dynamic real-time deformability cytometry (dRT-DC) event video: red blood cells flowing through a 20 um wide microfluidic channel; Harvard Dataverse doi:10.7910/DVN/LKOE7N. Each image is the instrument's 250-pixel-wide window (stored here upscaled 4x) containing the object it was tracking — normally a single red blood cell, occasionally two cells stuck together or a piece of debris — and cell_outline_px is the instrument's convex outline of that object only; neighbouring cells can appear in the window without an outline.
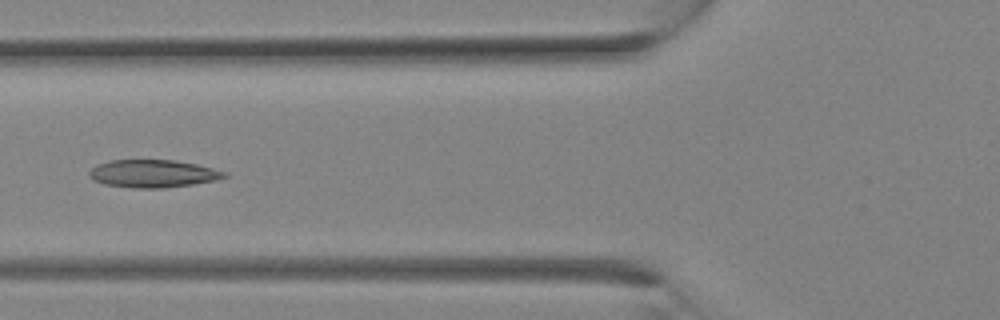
{"species": "Egyptian fruit bat (a non-hibernating species)", "species_latin": "Rousettus aegyptiacus", "temperature_condition": "room temperature", "stored_images_in_passage": 20, "camera_frame_rate_fps": 3000, "um_per_image_px": 0.085, "animal": {"sex": "female"}, "frame": {"image": 1, "passage_image": 3, "time_ms": 0.667, "image_size_px": [1000, 320], "cell_outline_px": [[228, 176], [216, 180], [192, 184], [164, 188], [132, 188], [104, 184], [92, 180], [88, 176], [88, 172], [96, 164], [108, 160], [176, 160], [196, 164], [228, 172]], "centroid_in_image_um": [12.97, 14.75], "position_along_channel_um": 112.8, "area_um2": 22.02}}
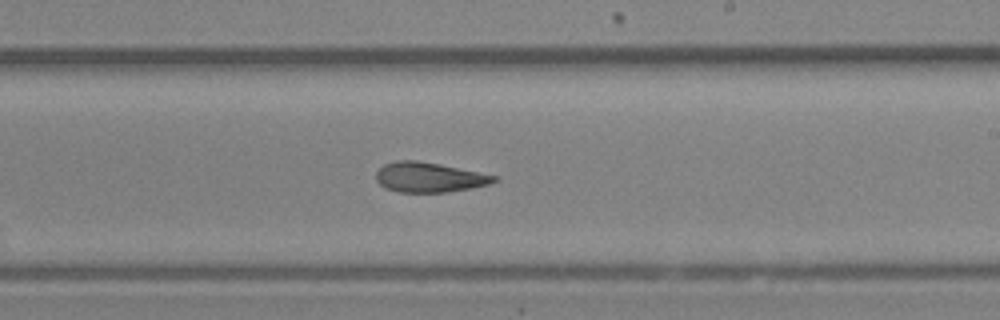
{"frame": {"image": 2, "passage_image": 9, "time_ms": 2.667, "image_size_px": [1000, 320], "cell_outline_px": [[500, 180], [488, 184], [472, 188], [448, 192], [400, 192], [388, 188], [380, 184], [376, 180], [376, 172], [384, 164], [396, 160], [416, 160], [440, 164], [500, 176]], "centroid_in_image_um": [36.53, 15.06], "position_along_channel_um": 252.5, "area_um2": 20.63}}
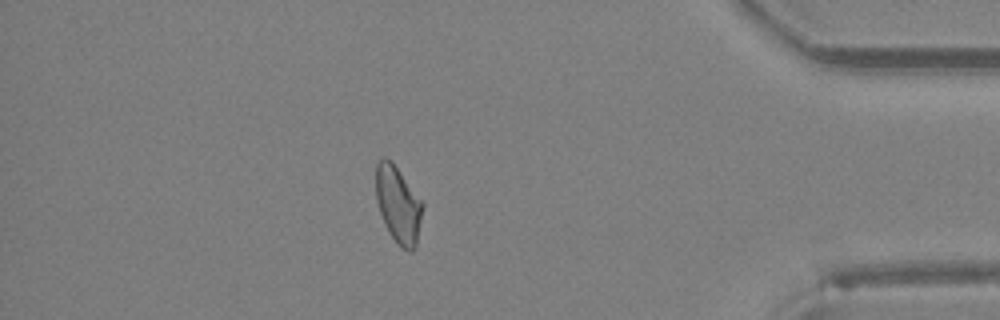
{"frame": {"image": 3, "passage_image": 17, "time_ms": 5.333, "image_size_px": [1000, 320], "cell_outline_px": [[424, 208], [416, 248], [412, 252], [408, 252], [400, 248], [396, 244], [380, 212], [376, 200], [376, 164], [384, 156], [392, 160], [424, 204]], "centroid_in_image_um": [33.87, 17.41], "position_along_channel_um": 401.3, "area_um2": 21.1}}